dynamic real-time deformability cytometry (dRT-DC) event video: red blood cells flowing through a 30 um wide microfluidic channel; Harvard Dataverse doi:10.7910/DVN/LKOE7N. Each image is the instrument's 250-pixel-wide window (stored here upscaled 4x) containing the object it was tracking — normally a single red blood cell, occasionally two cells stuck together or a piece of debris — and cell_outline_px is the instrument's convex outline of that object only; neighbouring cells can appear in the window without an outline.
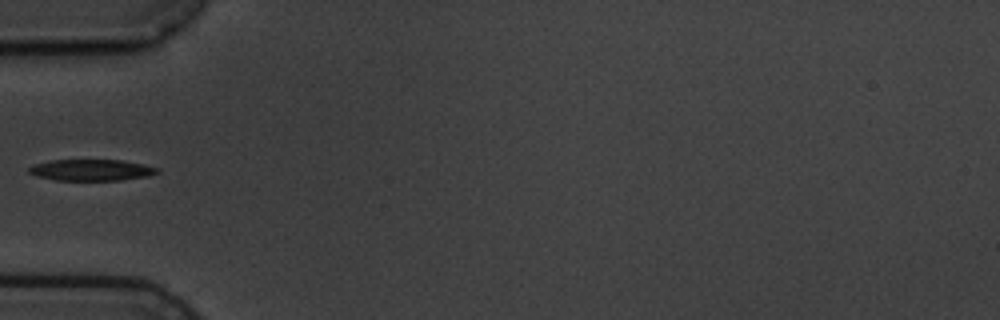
{"species": "common noctule bat (a hibernating species)", "species_latin": "Nyctalus noctula", "temperature_condition": "cold", "stored_images_in_passage": 7, "camera_frame_rate_fps": 3000, "um_per_image_px": 0.085, "animal": {"sex": "male", "body_mass_g": 19.5, "forearm_length_mm": 54.6}, "frame": {"image": 1, "passage_image": 4, "time_ms": 3.667, "image_size_px": [1000, 320], "cell_outline_px": [[160, 172], [148, 176], [120, 180], [56, 180], [36, 176], [28, 172], [28, 168], [32, 164], [52, 160], [120, 160], [144, 164], [156, 168]], "centroid_in_image_um": [7.73, 14.45], "position_along_channel_um": 77.3, "area_um2": 15.9}}
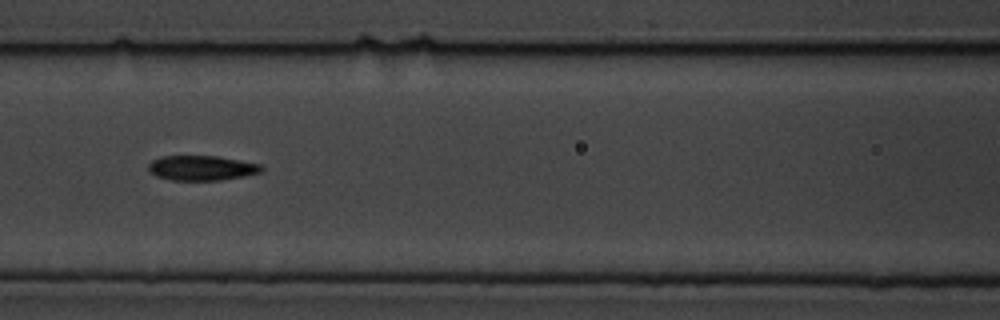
{"frame": {"image": 2, "passage_image": 6, "time_ms": 5.667, "image_size_px": [1000, 320], "cell_outline_px": [[264, 168], [260, 172], [244, 176], [220, 180], [172, 180], [156, 176], [148, 172], [148, 164], [152, 160], [160, 156], [220, 156], [260, 164]], "centroid_in_image_um": [17.11, 14.27], "position_along_channel_um": 149.5, "area_um2": 16.47}}
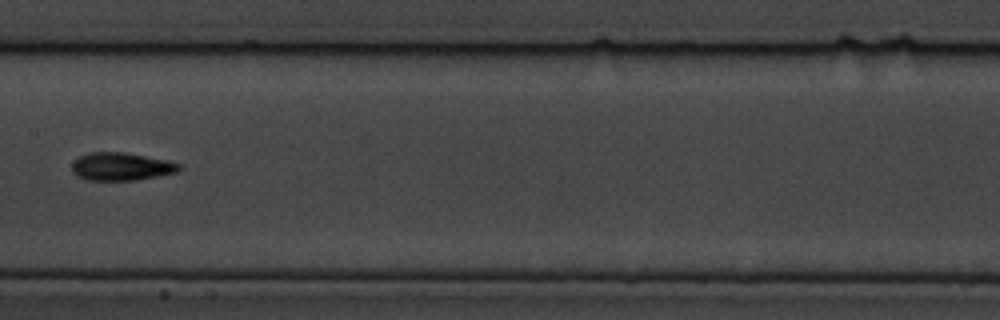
{"frame": {"image": 3, "passage_image": 7, "time_ms": 7.0, "image_size_px": [1000, 320], "cell_outline_px": [[180, 168], [176, 172], [136, 180], [88, 180], [72, 172], [72, 164], [80, 156], [88, 152], [124, 152], [168, 160], [180, 164]], "centroid_in_image_um": [10.3, 14.15], "position_along_channel_um": 197.1, "area_um2": 17.22}}